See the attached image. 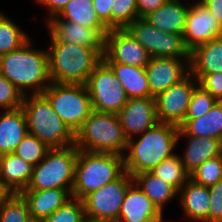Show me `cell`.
Listing matches in <instances>:
<instances>
[{
  "label": "cell",
  "instance_id": "5bb4252c",
  "mask_svg": "<svg viewBox=\"0 0 222 222\" xmlns=\"http://www.w3.org/2000/svg\"><path fill=\"white\" fill-rule=\"evenodd\" d=\"M151 56L126 29H110L106 34L105 62H119L136 67H146Z\"/></svg>",
  "mask_w": 222,
  "mask_h": 222
},
{
  "label": "cell",
  "instance_id": "7bdbcfd3",
  "mask_svg": "<svg viewBox=\"0 0 222 222\" xmlns=\"http://www.w3.org/2000/svg\"><path fill=\"white\" fill-rule=\"evenodd\" d=\"M139 18L157 10L168 0H136Z\"/></svg>",
  "mask_w": 222,
  "mask_h": 222
},
{
  "label": "cell",
  "instance_id": "d590c367",
  "mask_svg": "<svg viewBox=\"0 0 222 222\" xmlns=\"http://www.w3.org/2000/svg\"><path fill=\"white\" fill-rule=\"evenodd\" d=\"M84 217L85 210L82 200L71 197L43 222H82Z\"/></svg>",
  "mask_w": 222,
  "mask_h": 222
},
{
  "label": "cell",
  "instance_id": "2e32d148",
  "mask_svg": "<svg viewBox=\"0 0 222 222\" xmlns=\"http://www.w3.org/2000/svg\"><path fill=\"white\" fill-rule=\"evenodd\" d=\"M145 71L151 95L155 97L190 73V58L151 57Z\"/></svg>",
  "mask_w": 222,
  "mask_h": 222
},
{
  "label": "cell",
  "instance_id": "603a6c76",
  "mask_svg": "<svg viewBox=\"0 0 222 222\" xmlns=\"http://www.w3.org/2000/svg\"><path fill=\"white\" fill-rule=\"evenodd\" d=\"M33 167L14 153L0 155V183L10 193H21L31 181Z\"/></svg>",
  "mask_w": 222,
  "mask_h": 222
},
{
  "label": "cell",
  "instance_id": "30bf717a",
  "mask_svg": "<svg viewBox=\"0 0 222 222\" xmlns=\"http://www.w3.org/2000/svg\"><path fill=\"white\" fill-rule=\"evenodd\" d=\"M151 57L190 58L183 35L166 33L149 25L143 18L134 20L125 28Z\"/></svg>",
  "mask_w": 222,
  "mask_h": 222
},
{
  "label": "cell",
  "instance_id": "ac0fdd59",
  "mask_svg": "<svg viewBox=\"0 0 222 222\" xmlns=\"http://www.w3.org/2000/svg\"><path fill=\"white\" fill-rule=\"evenodd\" d=\"M163 213L133 182L126 191L116 222H163Z\"/></svg>",
  "mask_w": 222,
  "mask_h": 222
},
{
  "label": "cell",
  "instance_id": "277c9868",
  "mask_svg": "<svg viewBox=\"0 0 222 222\" xmlns=\"http://www.w3.org/2000/svg\"><path fill=\"white\" fill-rule=\"evenodd\" d=\"M124 172L122 155L78 150L71 196L82 200L89 193L115 181Z\"/></svg>",
  "mask_w": 222,
  "mask_h": 222
},
{
  "label": "cell",
  "instance_id": "60d3db41",
  "mask_svg": "<svg viewBox=\"0 0 222 222\" xmlns=\"http://www.w3.org/2000/svg\"><path fill=\"white\" fill-rule=\"evenodd\" d=\"M114 0H93L94 10L100 21L110 30L112 29V4Z\"/></svg>",
  "mask_w": 222,
  "mask_h": 222
},
{
  "label": "cell",
  "instance_id": "e0dca14e",
  "mask_svg": "<svg viewBox=\"0 0 222 222\" xmlns=\"http://www.w3.org/2000/svg\"><path fill=\"white\" fill-rule=\"evenodd\" d=\"M126 138H134L157 122L154 97L129 98L117 113Z\"/></svg>",
  "mask_w": 222,
  "mask_h": 222
},
{
  "label": "cell",
  "instance_id": "ffe728a7",
  "mask_svg": "<svg viewBox=\"0 0 222 222\" xmlns=\"http://www.w3.org/2000/svg\"><path fill=\"white\" fill-rule=\"evenodd\" d=\"M27 201L31 220L43 221L62 207L72 196L66 189L23 190L20 193Z\"/></svg>",
  "mask_w": 222,
  "mask_h": 222
},
{
  "label": "cell",
  "instance_id": "f1b7e54d",
  "mask_svg": "<svg viewBox=\"0 0 222 222\" xmlns=\"http://www.w3.org/2000/svg\"><path fill=\"white\" fill-rule=\"evenodd\" d=\"M52 18L72 21L88 28H107L96 14L93 0H72Z\"/></svg>",
  "mask_w": 222,
  "mask_h": 222
},
{
  "label": "cell",
  "instance_id": "52a82bcc",
  "mask_svg": "<svg viewBox=\"0 0 222 222\" xmlns=\"http://www.w3.org/2000/svg\"><path fill=\"white\" fill-rule=\"evenodd\" d=\"M78 150L75 145L50 148L45 158L33 167L31 181L25 190L59 188L71 194Z\"/></svg>",
  "mask_w": 222,
  "mask_h": 222
},
{
  "label": "cell",
  "instance_id": "7402d4cb",
  "mask_svg": "<svg viewBox=\"0 0 222 222\" xmlns=\"http://www.w3.org/2000/svg\"><path fill=\"white\" fill-rule=\"evenodd\" d=\"M179 202L187 220L208 222L210 194L206 186L189 179L179 190Z\"/></svg>",
  "mask_w": 222,
  "mask_h": 222
},
{
  "label": "cell",
  "instance_id": "9c48e42d",
  "mask_svg": "<svg viewBox=\"0 0 222 222\" xmlns=\"http://www.w3.org/2000/svg\"><path fill=\"white\" fill-rule=\"evenodd\" d=\"M85 85L92 109L97 112L118 113L129 99L122 84L104 60L95 67Z\"/></svg>",
  "mask_w": 222,
  "mask_h": 222
},
{
  "label": "cell",
  "instance_id": "6da1fadb",
  "mask_svg": "<svg viewBox=\"0 0 222 222\" xmlns=\"http://www.w3.org/2000/svg\"><path fill=\"white\" fill-rule=\"evenodd\" d=\"M31 38L18 49L0 56V73L23 96L42 94L51 84L48 50L36 49Z\"/></svg>",
  "mask_w": 222,
  "mask_h": 222
},
{
  "label": "cell",
  "instance_id": "f35d334b",
  "mask_svg": "<svg viewBox=\"0 0 222 222\" xmlns=\"http://www.w3.org/2000/svg\"><path fill=\"white\" fill-rule=\"evenodd\" d=\"M198 84L209 92L217 101H222V72L211 74H192Z\"/></svg>",
  "mask_w": 222,
  "mask_h": 222
},
{
  "label": "cell",
  "instance_id": "b9f144b4",
  "mask_svg": "<svg viewBox=\"0 0 222 222\" xmlns=\"http://www.w3.org/2000/svg\"><path fill=\"white\" fill-rule=\"evenodd\" d=\"M39 5H43L46 7L48 17L45 19L46 21L50 18L57 16L63 8L72 0H35Z\"/></svg>",
  "mask_w": 222,
  "mask_h": 222
},
{
  "label": "cell",
  "instance_id": "d4e9b609",
  "mask_svg": "<svg viewBox=\"0 0 222 222\" xmlns=\"http://www.w3.org/2000/svg\"><path fill=\"white\" fill-rule=\"evenodd\" d=\"M222 72V36L198 45L190 52V73Z\"/></svg>",
  "mask_w": 222,
  "mask_h": 222
},
{
  "label": "cell",
  "instance_id": "44dd1931",
  "mask_svg": "<svg viewBox=\"0 0 222 222\" xmlns=\"http://www.w3.org/2000/svg\"><path fill=\"white\" fill-rule=\"evenodd\" d=\"M178 137L179 140L182 137L188 139L185 152H183V155L180 157L189 174L206 160L222 155V141L219 139L189 136L181 129H179Z\"/></svg>",
  "mask_w": 222,
  "mask_h": 222
},
{
  "label": "cell",
  "instance_id": "e575fe53",
  "mask_svg": "<svg viewBox=\"0 0 222 222\" xmlns=\"http://www.w3.org/2000/svg\"><path fill=\"white\" fill-rule=\"evenodd\" d=\"M136 19H139L136 0H114L112 29H125Z\"/></svg>",
  "mask_w": 222,
  "mask_h": 222
},
{
  "label": "cell",
  "instance_id": "4dcf8cb0",
  "mask_svg": "<svg viewBox=\"0 0 222 222\" xmlns=\"http://www.w3.org/2000/svg\"><path fill=\"white\" fill-rule=\"evenodd\" d=\"M29 39L22 28L0 11V56L18 49Z\"/></svg>",
  "mask_w": 222,
  "mask_h": 222
},
{
  "label": "cell",
  "instance_id": "7a4b0ae2",
  "mask_svg": "<svg viewBox=\"0 0 222 222\" xmlns=\"http://www.w3.org/2000/svg\"><path fill=\"white\" fill-rule=\"evenodd\" d=\"M179 126L157 122L142 134L128 140L124 169L132 177L152 171L160 162L174 156L179 142ZM128 152V153H127Z\"/></svg>",
  "mask_w": 222,
  "mask_h": 222
},
{
  "label": "cell",
  "instance_id": "1f68e13d",
  "mask_svg": "<svg viewBox=\"0 0 222 222\" xmlns=\"http://www.w3.org/2000/svg\"><path fill=\"white\" fill-rule=\"evenodd\" d=\"M27 201L20 193H11L0 207V222H30Z\"/></svg>",
  "mask_w": 222,
  "mask_h": 222
},
{
  "label": "cell",
  "instance_id": "4fadbf2b",
  "mask_svg": "<svg viewBox=\"0 0 222 222\" xmlns=\"http://www.w3.org/2000/svg\"><path fill=\"white\" fill-rule=\"evenodd\" d=\"M50 41H62L95 49L102 57L105 54L108 28H88L61 18L45 21Z\"/></svg>",
  "mask_w": 222,
  "mask_h": 222
},
{
  "label": "cell",
  "instance_id": "ee69618b",
  "mask_svg": "<svg viewBox=\"0 0 222 222\" xmlns=\"http://www.w3.org/2000/svg\"><path fill=\"white\" fill-rule=\"evenodd\" d=\"M202 3L209 9L212 15L222 26V0H203Z\"/></svg>",
  "mask_w": 222,
  "mask_h": 222
},
{
  "label": "cell",
  "instance_id": "83f0119b",
  "mask_svg": "<svg viewBox=\"0 0 222 222\" xmlns=\"http://www.w3.org/2000/svg\"><path fill=\"white\" fill-rule=\"evenodd\" d=\"M133 180L162 213L166 204L179 194V191L175 187L151 172L138 173L133 176Z\"/></svg>",
  "mask_w": 222,
  "mask_h": 222
},
{
  "label": "cell",
  "instance_id": "bcb514c9",
  "mask_svg": "<svg viewBox=\"0 0 222 222\" xmlns=\"http://www.w3.org/2000/svg\"><path fill=\"white\" fill-rule=\"evenodd\" d=\"M82 222H116V221L104 220V219H100V218H93V217L85 215Z\"/></svg>",
  "mask_w": 222,
  "mask_h": 222
},
{
  "label": "cell",
  "instance_id": "9a60e30c",
  "mask_svg": "<svg viewBox=\"0 0 222 222\" xmlns=\"http://www.w3.org/2000/svg\"><path fill=\"white\" fill-rule=\"evenodd\" d=\"M222 36V26L202 2L190 3L183 40L190 52L198 45Z\"/></svg>",
  "mask_w": 222,
  "mask_h": 222
},
{
  "label": "cell",
  "instance_id": "5b68a950",
  "mask_svg": "<svg viewBox=\"0 0 222 222\" xmlns=\"http://www.w3.org/2000/svg\"><path fill=\"white\" fill-rule=\"evenodd\" d=\"M74 145L83 151L115 153L124 156L128 139L117 113L93 110L75 133Z\"/></svg>",
  "mask_w": 222,
  "mask_h": 222
},
{
  "label": "cell",
  "instance_id": "d6986e66",
  "mask_svg": "<svg viewBox=\"0 0 222 222\" xmlns=\"http://www.w3.org/2000/svg\"><path fill=\"white\" fill-rule=\"evenodd\" d=\"M190 2L186 5L180 0H168L157 10L143 17L149 25L166 33L183 35Z\"/></svg>",
  "mask_w": 222,
  "mask_h": 222
},
{
  "label": "cell",
  "instance_id": "3957f363",
  "mask_svg": "<svg viewBox=\"0 0 222 222\" xmlns=\"http://www.w3.org/2000/svg\"><path fill=\"white\" fill-rule=\"evenodd\" d=\"M51 47V48H50ZM48 47L50 80L57 84H86L90 74L103 60L93 48L51 41Z\"/></svg>",
  "mask_w": 222,
  "mask_h": 222
},
{
  "label": "cell",
  "instance_id": "7c38bea8",
  "mask_svg": "<svg viewBox=\"0 0 222 222\" xmlns=\"http://www.w3.org/2000/svg\"><path fill=\"white\" fill-rule=\"evenodd\" d=\"M198 80L189 73L184 79L154 97L158 122L180 126Z\"/></svg>",
  "mask_w": 222,
  "mask_h": 222
},
{
  "label": "cell",
  "instance_id": "836d02e7",
  "mask_svg": "<svg viewBox=\"0 0 222 222\" xmlns=\"http://www.w3.org/2000/svg\"><path fill=\"white\" fill-rule=\"evenodd\" d=\"M194 182L210 187L222 179V155L206 160L190 174Z\"/></svg>",
  "mask_w": 222,
  "mask_h": 222
},
{
  "label": "cell",
  "instance_id": "74e56055",
  "mask_svg": "<svg viewBox=\"0 0 222 222\" xmlns=\"http://www.w3.org/2000/svg\"><path fill=\"white\" fill-rule=\"evenodd\" d=\"M24 96L7 78L0 73V111L21 107Z\"/></svg>",
  "mask_w": 222,
  "mask_h": 222
},
{
  "label": "cell",
  "instance_id": "ba28073f",
  "mask_svg": "<svg viewBox=\"0 0 222 222\" xmlns=\"http://www.w3.org/2000/svg\"><path fill=\"white\" fill-rule=\"evenodd\" d=\"M42 94L74 134L93 111L91 99L84 84L51 82Z\"/></svg>",
  "mask_w": 222,
  "mask_h": 222
},
{
  "label": "cell",
  "instance_id": "4316f807",
  "mask_svg": "<svg viewBox=\"0 0 222 222\" xmlns=\"http://www.w3.org/2000/svg\"><path fill=\"white\" fill-rule=\"evenodd\" d=\"M179 129L189 136L210 137L222 141V101H217L200 118L184 120Z\"/></svg>",
  "mask_w": 222,
  "mask_h": 222
},
{
  "label": "cell",
  "instance_id": "8d00e7d4",
  "mask_svg": "<svg viewBox=\"0 0 222 222\" xmlns=\"http://www.w3.org/2000/svg\"><path fill=\"white\" fill-rule=\"evenodd\" d=\"M217 100L199 84L192 92L188 110L184 120H192L205 115Z\"/></svg>",
  "mask_w": 222,
  "mask_h": 222
},
{
  "label": "cell",
  "instance_id": "f6af8a7d",
  "mask_svg": "<svg viewBox=\"0 0 222 222\" xmlns=\"http://www.w3.org/2000/svg\"><path fill=\"white\" fill-rule=\"evenodd\" d=\"M11 193L0 183V207L2 206L3 201L10 195Z\"/></svg>",
  "mask_w": 222,
  "mask_h": 222
},
{
  "label": "cell",
  "instance_id": "d6a6232c",
  "mask_svg": "<svg viewBox=\"0 0 222 222\" xmlns=\"http://www.w3.org/2000/svg\"><path fill=\"white\" fill-rule=\"evenodd\" d=\"M49 149L37 136L27 133L13 153L25 162L36 166L45 158Z\"/></svg>",
  "mask_w": 222,
  "mask_h": 222
},
{
  "label": "cell",
  "instance_id": "ab89813d",
  "mask_svg": "<svg viewBox=\"0 0 222 222\" xmlns=\"http://www.w3.org/2000/svg\"><path fill=\"white\" fill-rule=\"evenodd\" d=\"M208 189L210 194L208 222H222V179Z\"/></svg>",
  "mask_w": 222,
  "mask_h": 222
},
{
  "label": "cell",
  "instance_id": "cb8c5ba5",
  "mask_svg": "<svg viewBox=\"0 0 222 222\" xmlns=\"http://www.w3.org/2000/svg\"><path fill=\"white\" fill-rule=\"evenodd\" d=\"M28 133L27 120L22 107L0 113V155L13 153Z\"/></svg>",
  "mask_w": 222,
  "mask_h": 222
},
{
  "label": "cell",
  "instance_id": "f546056e",
  "mask_svg": "<svg viewBox=\"0 0 222 222\" xmlns=\"http://www.w3.org/2000/svg\"><path fill=\"white\" fill-rule=\"evenodd\" d=\"M150 172L162 178L163 181L169 183L178 191L190 179V174L186 171L178 154L163 160Z\"/></svg>",
  "mask_w": 222,
  "mask_h": 222
},
{
  "label": "cell",
  "instance_id": "7dc6e473",
  "mask_svg": "<svg viewBox=\"0 0 222 222\" xmlns=\"http://www.w3.org/2000/svg\"><path fill=\"white\" fill-rule=\"evenodd\" d=\"M30 222H43V221L31 220Z\"/></svg>",
  "mask_w": 222,
  "mask_h": 222
},
{
  "label": "cell",
  "instance_id": "484cf974",
  "mask_svg": "<svg viewBox=\"0 0 222 222\" xmlns=\"http://www.w3.org/2000/svg\"><path fill=\"white\" fill-rule=\"evenodd\" d=\"M122 84L128 98L153 97L148 84L145 67H136L119 62H106Z\"/></svg>",
  "mask_w": 222,
  "mask_h": 222
},
{
  "label": "cell",
  "instance_id": "8992f818",
  "mask_svg": "<svg viewBox=\"0 0 222 222\" xmlns=\"http://www.w3.org/2000/svg\"><path fill=\"white\" fill-rule=\"evenodd\" d=\"M21 107L26 116L28 133L37 136L49 148L75 144V134L43 94L24 96Z\"/></svg>",
  "mask_w": 222,
  "mask_h": 222
},
{
  "label": "cell",
  "instance_id": "8fae6325",
  "mask_svg": "<svg viewBox=\"0 0 222 222\" xmlns=\"http://www.w3.org/2000/svg\"><path fill=\"white\" fill-rule=\"evenodd\" d=\"M133 182V177L125 171L115 181L86 195L82 199L85 215L117 221L126 191Z\"/></svg>",
  "mask_w": 222,
  "mask_h": 222
}]
</instances>
